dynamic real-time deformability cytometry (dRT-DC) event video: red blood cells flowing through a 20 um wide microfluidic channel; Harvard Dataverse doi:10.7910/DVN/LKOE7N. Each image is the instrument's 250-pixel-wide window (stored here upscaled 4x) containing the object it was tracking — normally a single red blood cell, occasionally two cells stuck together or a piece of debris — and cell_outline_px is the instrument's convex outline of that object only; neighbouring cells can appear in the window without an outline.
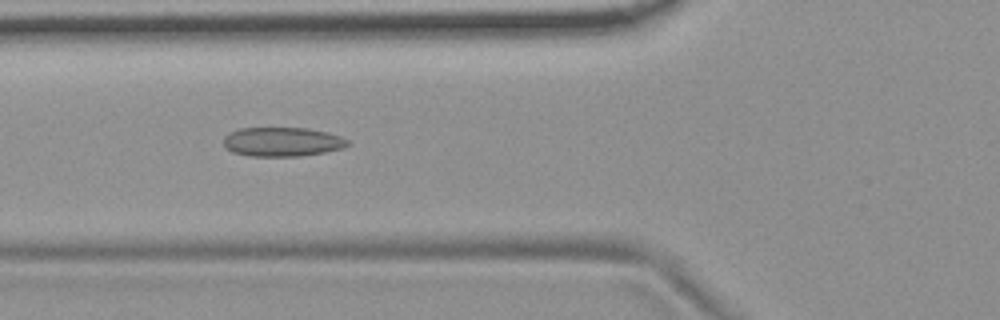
{"species": "common noctule bat (a hibernating species)", "species_latin": "Nyctalus noctula", "temperature_condition": "room temperature", "stored_images_in_passage": 6, "camera_frame_rate_fps": 3000, "um_per_image_px": 0.085, "animal": {"sex": "female", "body_mass_g": 19.9}, "frame": {"image": 1, "passage_image": 2, "time_ms": 0.333, "image_size_px": [1000, 320], "cell_outline_px": [[352, 144], [344, 148], [324, 152], [300, 156], [248, 156], [232, 152], [224, 148], [224, 136], [240, 128], [304, 128], [324, 132], [340, 136], [348, 140]], "centroid_in_image_um": [23.99, 12.06], "position_along_channel_um": 101.8, "area_um2": 21.1}}
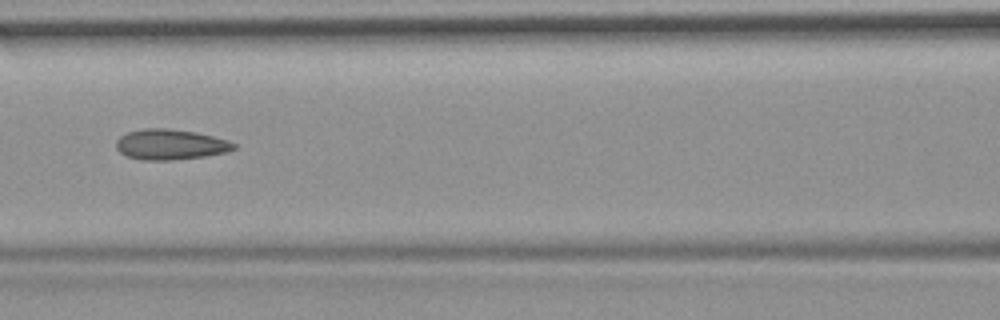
{"frame": {"image": 2, "passage_image": 3, "time_ms": 0.667, "image_size_px": [1000, 320], "cell_outline_px": [[236, 148], [228, 152], [204, 156], [172, 160], [140, 160], [128, 156], [120, 152], [116, 148], [116, 140], [120, 136], [128, 132], [144, 128], [168, 128], [196, 132], [228, 140], [236, 144]], "centroid_in_image_um": [14.48, 12.28], "position_along_channel_um": 152.1, "area_um2": 20.92}}